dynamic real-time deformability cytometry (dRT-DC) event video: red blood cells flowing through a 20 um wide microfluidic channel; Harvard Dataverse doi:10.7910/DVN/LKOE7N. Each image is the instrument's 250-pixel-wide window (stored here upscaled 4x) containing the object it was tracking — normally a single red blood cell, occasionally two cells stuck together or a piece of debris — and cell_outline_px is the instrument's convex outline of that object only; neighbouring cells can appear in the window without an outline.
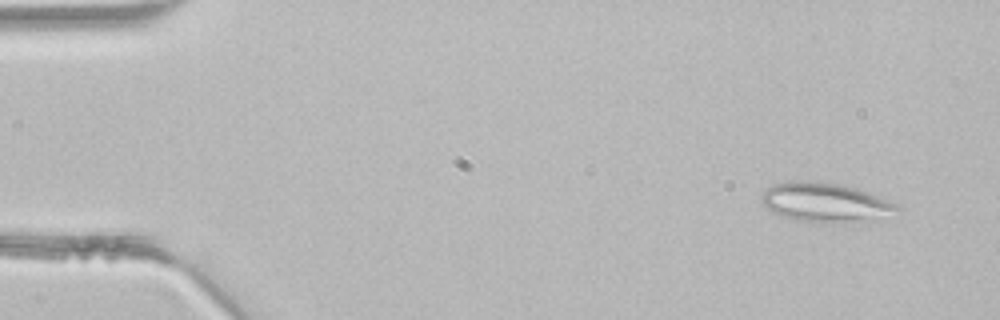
{"species": "common noctule bat (a hibernating species)", "species_latin": "Nyctalus noctula", "temperature_condition": "room temperature", "stored_images_in_passage": 3, "camera_frame_rate_fps": 3000, "um_per_image_px": 0.085, "animal": {"sex": "male", "body_mass_g": 21.5, "forearm_length_mm": 52.0}, "frame": {"image": 1, "passage_image": 1, "time_ms": 0.0, "image_size_px": [1000, 320], "cell_outline_px": [[904, 212], [848, 224], [820, 224], [792, 220], [780, 216], [764, 208], [760, 204], [760, 196], [772, 184], [796, 180], [800, 180], [840, 184], [856, 188], [880, 196], [900, 204]], "centroid_in_image_um": [70.17, 17.25], "position_along_channel_um": 14.8, "area_um2": 32.25}}